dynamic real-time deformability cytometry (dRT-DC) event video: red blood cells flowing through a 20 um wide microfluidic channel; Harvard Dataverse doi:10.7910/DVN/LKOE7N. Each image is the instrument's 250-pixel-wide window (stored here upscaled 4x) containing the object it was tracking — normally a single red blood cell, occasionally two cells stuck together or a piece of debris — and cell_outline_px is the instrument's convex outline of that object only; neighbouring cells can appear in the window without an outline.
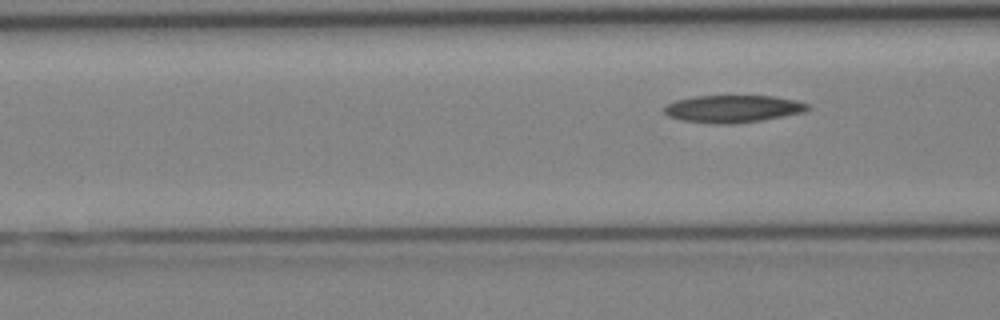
{"species": "Egyptian fruit bat (a non-hibernating species)", "species_latin": "Rousettus aegyptiacus", "temperature_condition": "cold", "stored_images_in_passage": 5, "segment_of_instrument_passage": [2, 2], "camera_frame_rate_fps": 3000, "um_per_image_px": 0.085, "animal": {"sex": "female"}, "frame": {"image": 1, "passage_image": 5, "time_ms": 5.667, "image_size_px": [1000, 320], "cell_outline_px": [[808, 108], [804, 112], [760, 120], [732, 124], [712, 124], [680, 120], [668, 116], [664, 112], [664, 104], [676, 100], [692, 96], [776, 96], [796, 100], [808, 104]], "centroid_in_image_um": [62.23, 9.24], "position_along_channel_um": 104.4, "area_um2": 22.95}}